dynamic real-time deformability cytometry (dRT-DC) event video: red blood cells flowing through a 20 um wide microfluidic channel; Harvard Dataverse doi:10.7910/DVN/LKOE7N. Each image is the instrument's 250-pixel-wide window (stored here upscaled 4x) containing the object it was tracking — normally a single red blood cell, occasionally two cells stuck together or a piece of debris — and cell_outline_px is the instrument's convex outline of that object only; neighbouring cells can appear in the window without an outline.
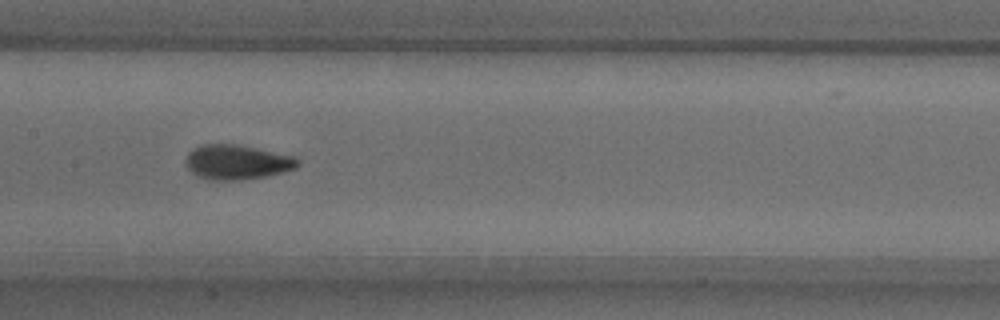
{"species": "common noctule bat (a hibernating species)", "species_latin": "Nyctalus noctula", "temperature_condition": "warm", "stored_images_in_passage": 32, "camera_frame_rate_fps": 3000, "um_per_image_px": 0.085, "animal": {"sex": "male", "body_mass_g": 18.8}, "frame": {"image": 1, "passage_image": 14, "time_ms": 4.333, "image_size_px": [1000, 320], "cell_outline_px": [[300, 164], [296, 168], [284, 172], [268, 176], [240, 180], [208, 180], [196, 176], [188, 168], [184, 160], [188, 152], [192, 148], [200, 144], [236, 144], [296, 156], [300, 160]], "centroid_in_image_um": [20.14, 13.78], "position_along_channel_um": 187.3, "area_um2": 23.06}}
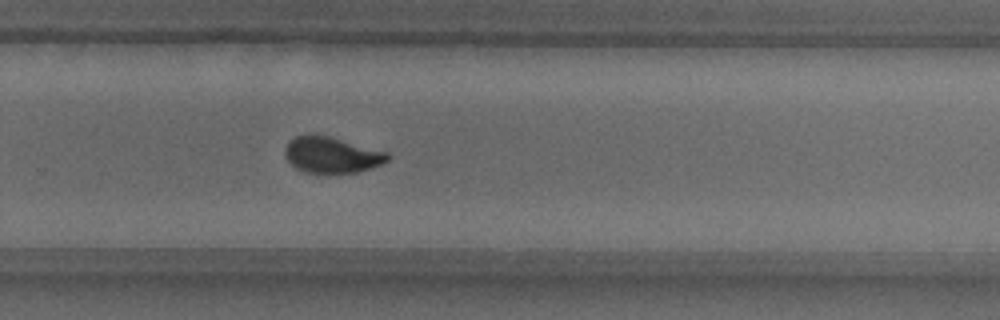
{"frame": {"image": 2, "passage_image": 23, "time_ms": 7.333, "image_size_px": [1000, 320], "cell_outline_px": [[392, 156], [388, 160], [380, 164], [356, 172], [304, 172], [296, 168], [284, 156], [284, 148], [296, 136], [328, 136], [388, 152]], "centroid_in_image_um": [28.2, 13.17], "position_along_channel_um": 301.6, "area_um2": 20.92}, "authors_computed_cell_mechanics": {"area_um2": 21.964, "velocity_mm_per_s": 3.8243, "shape_relaxation_time_tau1_ms": 3.8387, "shape_relaxation_time_tau2_ms": 1.0327, "deformation_change_tau1": 0.1499, "deformation_change_tau2": 0.068}}